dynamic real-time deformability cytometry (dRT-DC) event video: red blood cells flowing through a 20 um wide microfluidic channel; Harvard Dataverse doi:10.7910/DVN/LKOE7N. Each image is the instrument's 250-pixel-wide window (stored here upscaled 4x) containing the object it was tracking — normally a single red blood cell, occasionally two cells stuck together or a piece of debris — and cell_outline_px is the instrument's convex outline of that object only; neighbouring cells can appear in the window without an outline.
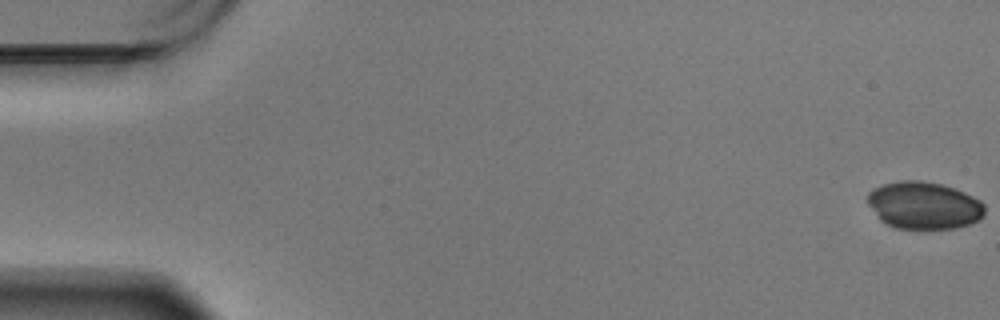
{"species": "Egyptian fruit bat (a non-hibernating species)", "species_latin": "Rousettus aegyptiacus", "temperature_condition": "warm", "stored_images_in_passage": 59, "camera_frame_rate_fps": 3000, "um_per_image_px": 0.085, "animal": {"sex": "male"}, "frame": {"image": 1, "passage_image": 1, "time_ms": 0.0, "image_size_px": [1000, 320], "cell_outline_px": [[984, 216], [980, 220], [968, 224], [952, 228], [896, 228], [880, 220], [868, 204], [868, 192], [872, 188], [884, 184], [900, 180], [920, 180], [940, 184], [964, 192], [980, 200], [984, 204]], "centroid_in_image_um": [78.52, 17.45], "position_along_channel_um": 6.5, "area_um2": 32.14}}
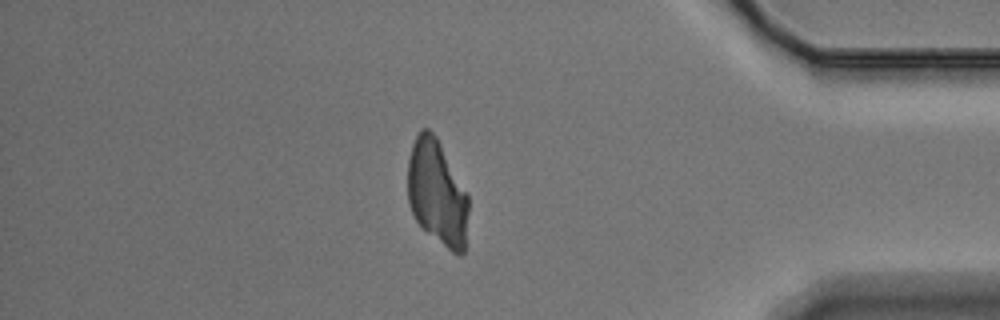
{"frame": {"image": 2, "passage_image": 51, "time_ms": 16.667, "image_size_px": [1000, 320], "cell_outline_px": [[468, 212], [464, 252], [460, 256], [452, 252], [428, 232], [416, 220], [408, 204], [408, 160], [412, 144], [420, 128], [428, 128], [436, 136], [468, 192]], "centroid_in_image_um": [37.16, 16.36], "position_along_channel_um": 398.0, "area_um2": 37.34}}
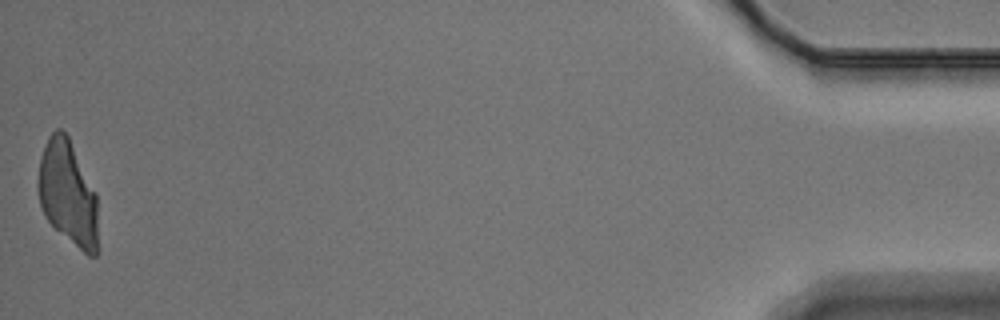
{"frame": {"image": 3, "passage_image": 59, "time_ms": 19.333, "image_size_px": [1000, 320], "cell_outline_px": [[100, 252], [96, 256], [88, 256], [56, 228], [48, 220], [40, 204], [40, 156], [48, 136], [56, 128], [60, 128], [68, 136], [96, 192], [100, 248]], "centroid_in_image_um": [5.84, 16.46], "position_along_channel_um": 429.4, "area_um2": 36.36}}